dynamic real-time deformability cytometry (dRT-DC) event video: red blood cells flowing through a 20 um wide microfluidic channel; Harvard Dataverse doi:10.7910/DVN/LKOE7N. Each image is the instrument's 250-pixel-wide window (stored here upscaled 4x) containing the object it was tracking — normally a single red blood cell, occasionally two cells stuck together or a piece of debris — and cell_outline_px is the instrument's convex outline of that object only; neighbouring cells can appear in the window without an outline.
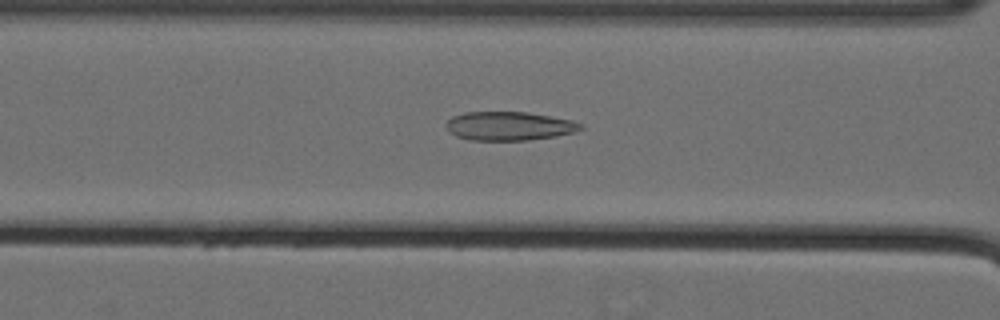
{"species": "Egyptian fruit bat (a non-hibernating species)", "species_latin": "Rousettus aegyptiacus", "temperature_condition": "cold", "stored_images_in_passage": 47, "camera_frame_rate_fps": 3000, "um_per_image_px": 0.085, "animal": {"sex": "female"}, "frame": {"image": 1, "passage_image": 18, "time_ms": 5.667, "image_size_px": [1000, 320], "cell_outline_px": [[584, 128], [576, 132], [556, 136], [528, 140], [472, 140], [456, 136], [448, 132], [444, 124], [452, 116], [464, 112], [528, 112], [572, 120], [584, 124]], "centroid_in_image_um": [43.28, 10.71], "position_along_channel_um": 123.3, "area_um2": 22.77}}
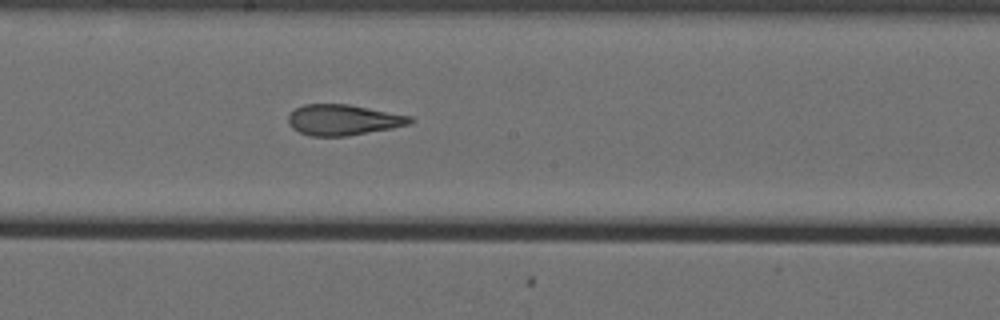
{"frame": {"image": 2, "passage_image": 26, "time_ms": 8.333, "image_size_px": [1000, 320], "cell_outline_px": [[416, 120], [412, 124], [392, 128], [348, 136], [308, 136], [292, 128], [288, 124], [288, 116], [296, 108], [304, 104], [348, 104], [412, 116]], "centroid_in_image_um": [29.2, 10.19], "position_along_channel_um": 219.0, "area_um2": 21.96}}
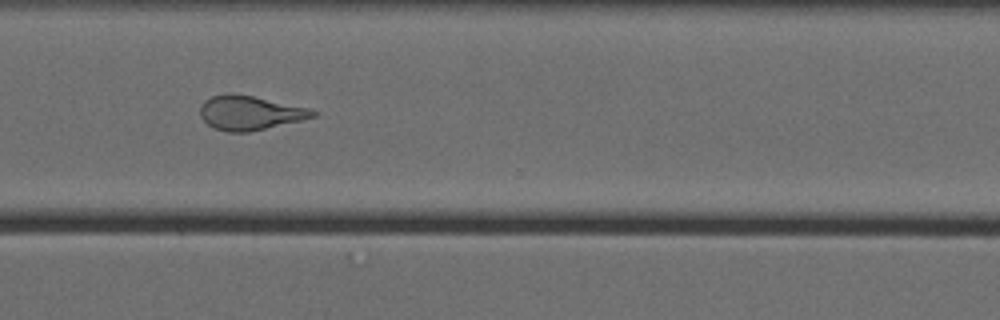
{"frame": {"image": 3, "passage_image": 37, "time_ms": 12.0, "image_size_px": [1000, 320], "cell_outline_px": [[316, 116], [300, 120], [248, 132], [228, 132], [212, 128], [200, 116], [200, 108], [204, 100], [212, 96], [228, 92], [232, 92], [252, 96], [308, 108], [316, 112]], "centroid_in_image_um": [21.17, 9.58], "position_along_channel_um": 349.4, "area_um2": 22.25}, "authors_computed_cell_mechanics": {"area_um2": 22.7732, "velocity_mm_per_s": 3.5777, "shape_relaxation_time_tau1_ms": null, "shape_relaxation_time_tau2_ms": 2.2044, "deformation_change_tau1": null, "deformation_change_tau2": 0.1029}}